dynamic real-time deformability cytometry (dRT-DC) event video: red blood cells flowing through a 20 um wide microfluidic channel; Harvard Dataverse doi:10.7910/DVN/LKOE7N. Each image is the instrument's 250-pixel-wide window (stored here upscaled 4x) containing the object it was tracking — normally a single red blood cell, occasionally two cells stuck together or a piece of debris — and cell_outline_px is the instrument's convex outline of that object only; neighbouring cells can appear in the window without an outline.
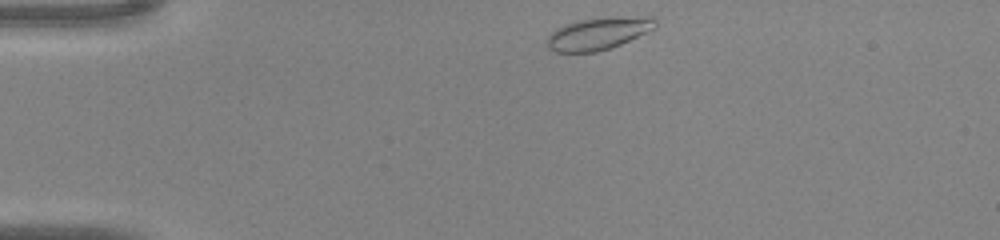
{"species": "common noctule bat (a hibernating species)", "species_latin": "Nyctalus noctula", "temperature_condition": "warm", "stored_images_in_passage": 36, "camera_frame_rate_fps": 3000, "um_per_image_px": 0.085, "animal": {"sex": "male", "body_mass_g": 20.0, "forearm_length_mm": 53.3}, "frame": {"image": 1, "passage_image": 1, "time_ms": 0.0, "image_size_px": [1000, 240], "cell_outline_px": [[656, 28], [648, 32], [620, 44], [596, 52], [556, 52], [548, 48], [544, 44], [548, 36], [556, 28], [580, 20], [608, 16], [652, 16], [656, 20]], "centroid_in_image_um": [50.87, 2.83], "position_along_channel_um": 34.1, "area_um2": 20.58}}
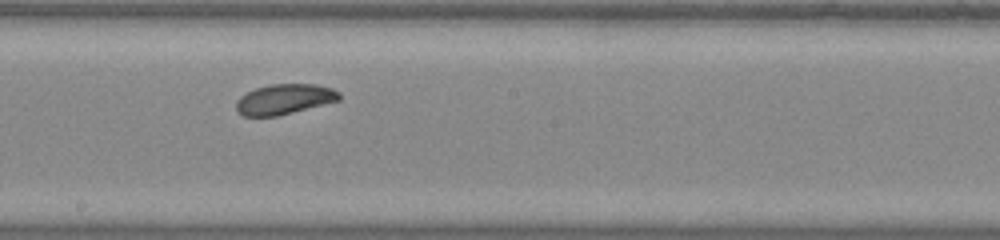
{"frame": {"image": 2, "passage_image": 17, "time_ms": 5.333, "image_size_px": [1000, 240], "cell_outline_px": [[340, 100], [276, 116], [244, 116], [236, 112], [236, 100], [240, 96], [256, 88], [272, 84], [316, 84], [332, 88], [340, 92]], "centroid_in_image_um": [24.16, 8.43], "position_along_channel_um": 224.0, "area_um2": 18.09}}
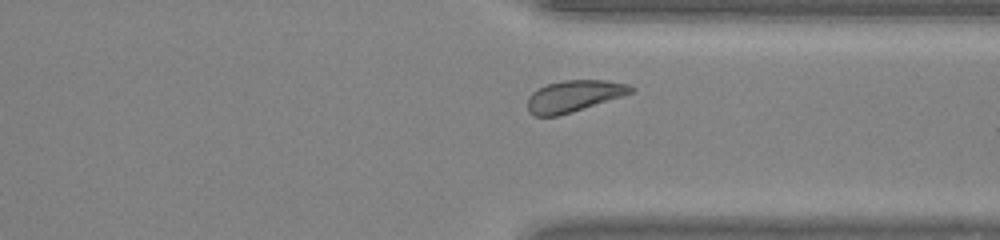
{"frame": {"image": 3, "passage_image": 26, "time_ms": 8.333, "image_size_px": [1000, 240], "cell_outline_px": [[636, 92], [572, 112], [556, 116], [532, 116], [528, 112], [528, 96], [532, 92], [548, 84], [564, 80], [608, 80], [628, 84], [636, 88]], "centroid_in_image_um": [48.82, 8.16], "position_along_channel_um": 362.6, "area_um2": 19.13}}